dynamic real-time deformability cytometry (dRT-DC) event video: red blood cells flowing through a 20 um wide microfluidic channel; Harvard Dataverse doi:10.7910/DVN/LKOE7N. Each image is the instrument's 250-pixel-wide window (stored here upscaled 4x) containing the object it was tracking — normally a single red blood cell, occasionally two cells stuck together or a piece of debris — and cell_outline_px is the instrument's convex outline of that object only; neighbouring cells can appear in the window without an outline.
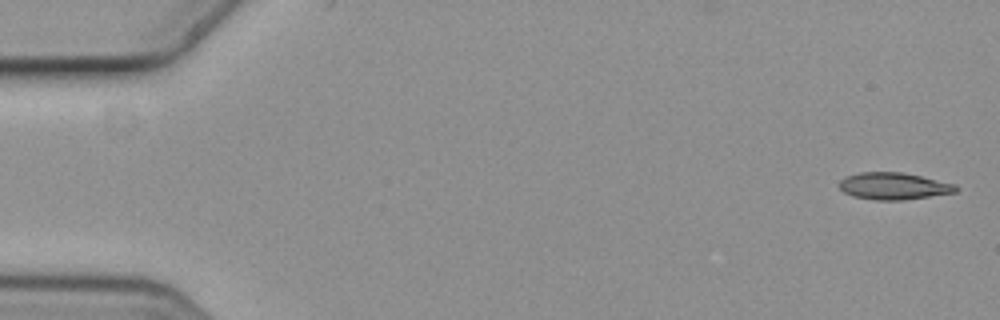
{"species": "common noctule bat (a hibernating species)", "species_latin": "Nyctalus noctula", "temperature_condition": "cold", "stored_images_in_passage": 2, "camera_frame_rate_fps": 3000, "um_per_image_px": 0.085, "animal": {"sex": "female", "body_mass_g": 19.3, "forearm_length_mm": 54.1}, "frame": {"image": 1, "passage_image": 2, "time_ms": 0.333, "image_size_px": [1000, 320], "cell_outline_px": [[960, 188], [956, 192], [904, 200], [876, 200], [852, 196], [844, 192], [840, 188], [840, 180], [844, 176], [860, 172], [904, 172], [956, 184]], "centroid_in_image_um": [75.97, 15.81], "position_along_channel_um": 9.0, "area_um2": 18.44}}